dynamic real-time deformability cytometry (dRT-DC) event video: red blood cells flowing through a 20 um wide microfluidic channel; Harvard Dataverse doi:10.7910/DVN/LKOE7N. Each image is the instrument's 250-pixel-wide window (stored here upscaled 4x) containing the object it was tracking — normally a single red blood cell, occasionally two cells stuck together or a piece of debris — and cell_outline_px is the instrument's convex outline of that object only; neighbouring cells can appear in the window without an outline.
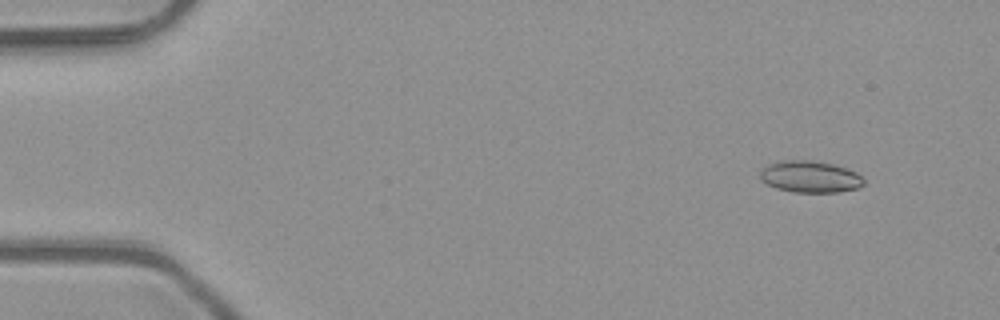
{"species": "common noctule bat (a hibernating species)", "species_latin": "Nyctalus noctula", "temperature_condition": "room temperature", "stored_images_in_passage": 51, "camera_frame_rate_fps": 3000, "um_per_image_px": 0.085, "animal": {"sex": "male", "body_mass_g": 23.1, "forearm_length_mm": 52.7}, "frame": {"image": 1, "passage_image": 5, "time_ms": 1.333, "image_size_px": [1000, 320], "cell_outline_px": [[864, 184], [856, 188], [836, 192], [792, 192], [776, 188], [760, 180], [760, 172], [768, 164], [784, 160], [812, 160], [832, 164], [848, 168], [856, 172], [864, 180]], "centroid_in_image_um": [68.85, 15.02], "position_along_channel_um": 16.2, "area_um2": 19.07}}
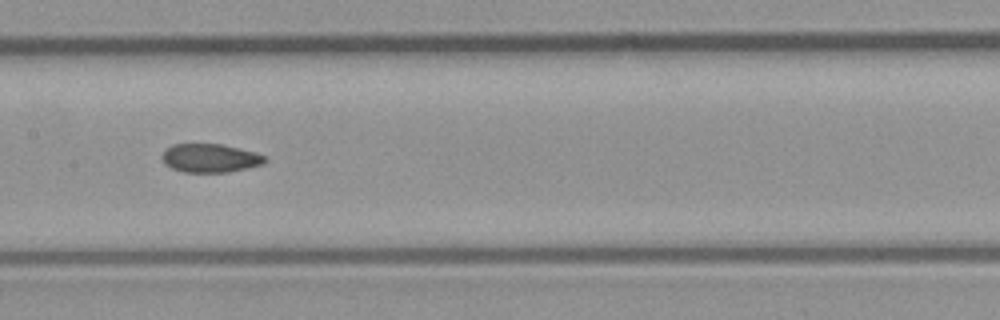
{"frame": {"image": 2, "passage_image": 26, "time_ms": 8.333, "image_size_px": [1000, 320], "cell_outline_px": [[268, 160], [264, 164], [248, 168], [228, 172], [184, 172], [172, 168], [164, 164], [160, 156], [164, 148], [172, 144], [220, 144], [256, 152], [264, 156]], "centroid_in_image_um": [17.83, 13.43], "position_along_channel_um": 189.6, "area_um2": 17.34}}
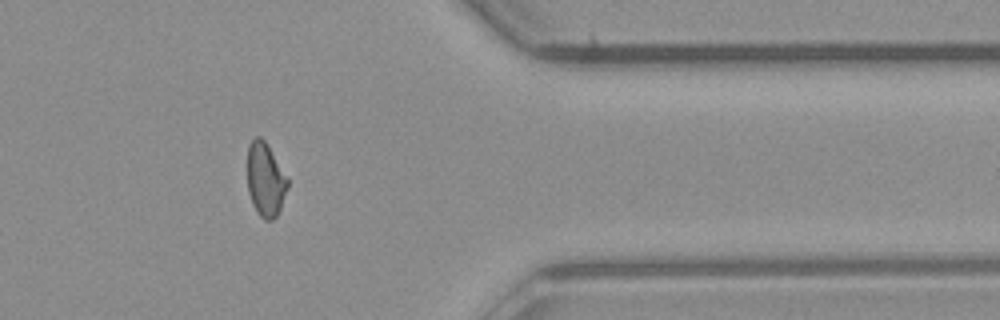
{"frame": {"image": 3, "passage_image": 42, "time_ms": 13.667, "image_size_px": [1000, 320], "cell_outline_px": [[288, 188], [280, 208], [276, 216], [272, 220], [264, 220], [256, 212], [252, 204], [248, 192], [248, 144], [256, 136], [260, 136], [268, 144], [288, 180]], "centroid_in_image_um": [22.55, 15.27], "position_along_channel_um": 388.9, "area_um2": 17.28}, "authors_computed_cell_mechanics": {"area_um2": 17.9758, "velocity_mm_per_s": 4.0836, "shape_relaxation_time_tau1_ms": null, "shape_relaxation_time_tau2_ms": 2.7611, "deformation_change_tau1": null, "deformation_change_tau2": 0.0657}}